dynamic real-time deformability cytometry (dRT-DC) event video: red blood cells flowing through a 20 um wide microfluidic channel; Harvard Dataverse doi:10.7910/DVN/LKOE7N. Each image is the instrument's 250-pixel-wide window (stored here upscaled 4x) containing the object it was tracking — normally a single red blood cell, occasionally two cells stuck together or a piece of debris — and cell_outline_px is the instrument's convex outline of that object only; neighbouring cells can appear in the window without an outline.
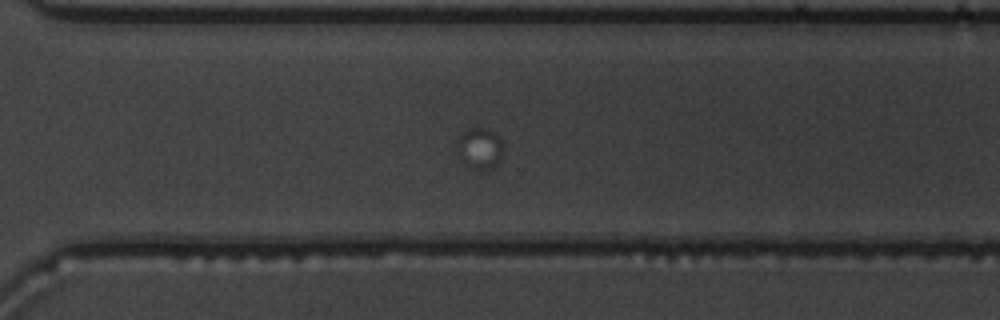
{"species": "common noctule bat (a hibernating species)", "species_latin": "Nyctalus noctula", "temperature_condition": "warm", "stored_images_in_passage": 36, "camera_frame_rate_fps": 3000, "um_per_image_px": 0.085, "animal": {"sex": "male", "body_mass_g": 19.5, "forearm_length_mm": 54.6}, "frame": {"image": 1, "passage_image": 31, "time_ms": 10.0, "image_size_px": [1000, 320], "cell_outline_px": [[500, 160], [488, 172], [476, 172], [468, 168], [460, 160], [456, 152], [456, 148], [460, 132], [468, 128], [484, 128], [492, 132], [500, 140]], "centroid_in_image_um": [40.68, 12.69], "position_along_channel_um": 329.9, "area_um2": 11.39}}
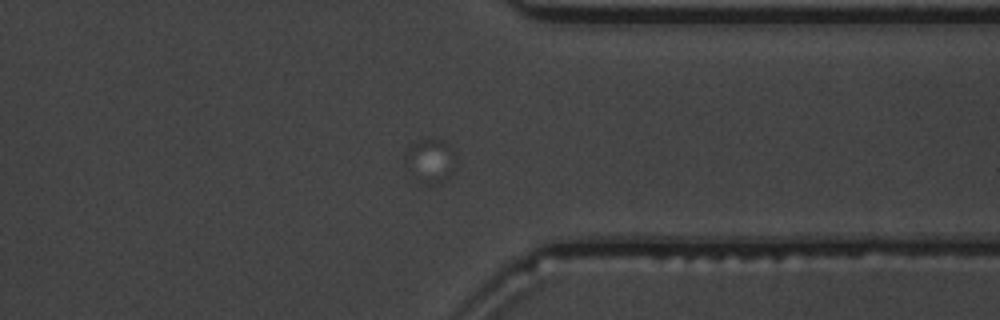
{"frame": {"image": 2, "passage_image": 36, "time_ms": 11.667, "image_size_px": [1000, 320], "cell_outline_px": [[456, 172], [440, 184], [428, 184], [404, 164], [404, 156], [408, 148], [412, 144], [428, 136], [444, 140], [452, 148], [456, 156]], "centroid_in_image_um": [36.67, 13.6], "position_along_channel_um": 374.7, "area_um2": 13.24}}